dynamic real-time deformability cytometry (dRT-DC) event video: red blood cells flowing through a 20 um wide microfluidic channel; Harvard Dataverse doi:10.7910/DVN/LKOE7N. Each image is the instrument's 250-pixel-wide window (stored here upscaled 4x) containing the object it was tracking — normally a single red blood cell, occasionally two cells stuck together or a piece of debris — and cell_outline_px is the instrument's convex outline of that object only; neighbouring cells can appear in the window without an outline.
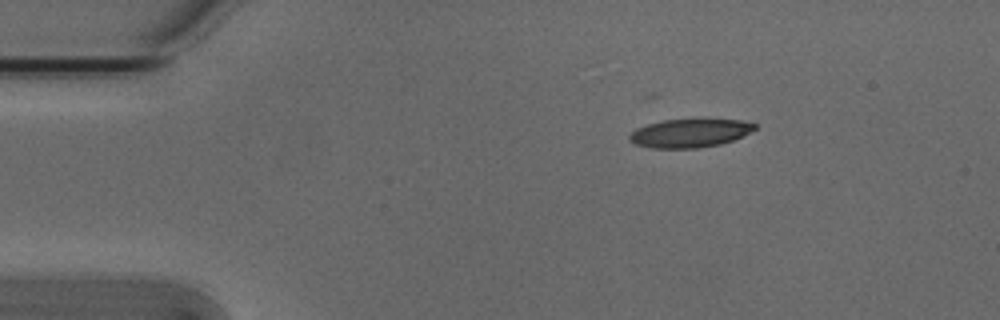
{"species": "Egyptian fruit bat (a non-hibernating species)", "species_latin": "Rousettus aegyptiacus", "temperature_condition": "cold", "stored_images_in_passage": 43, "camera_frame_rate_fps": 3000, "um_per_image_px": 0.085, "animal": {"sex": "male"}, "frame": {"image": 1, "passage_image": 1, "time_ms": 0.0, "image_size_px": [1000, 320], "cell_outline_px": [[756, 128], [732, 140], [720, 144], [696, 148], [652, 148], [636, 144], [628, 136], [636, 128], [648, 124], [664, 120], [740, 120], [756, 124]], "centroid_in_image_um": [58.6, 11.32], "position_along_channel_um": 26.4, "area_um2": 20.23}}
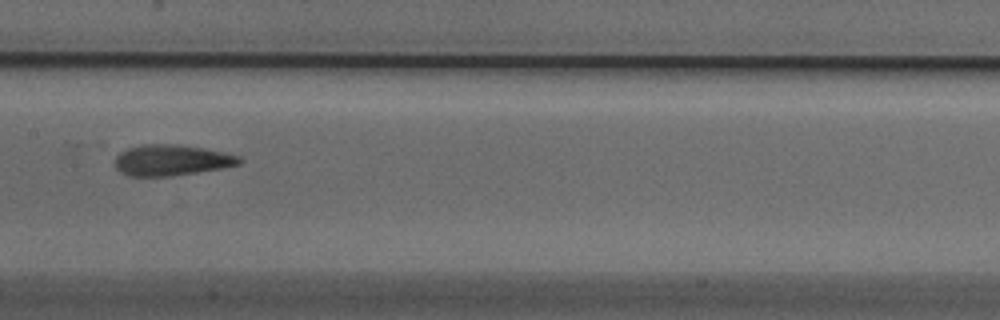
{"frame": {"image": 2, "passage_image": 19, "time_ms": 6.0, "image_size_px": [1000, 320], "cell_outline_px": [[244, 160], [240, 164], [220, 168], [172, 176], [128, 176], [120, 172], [116, 168], [116, 156], [120, 152], [128, 148], [140, 144], [172, 144], [204, 148], [240, 156]], "centroid_in_image_um": [14.56, 13.61], "position_along_channel_um": 192.8, "area_um2": 22.31}}
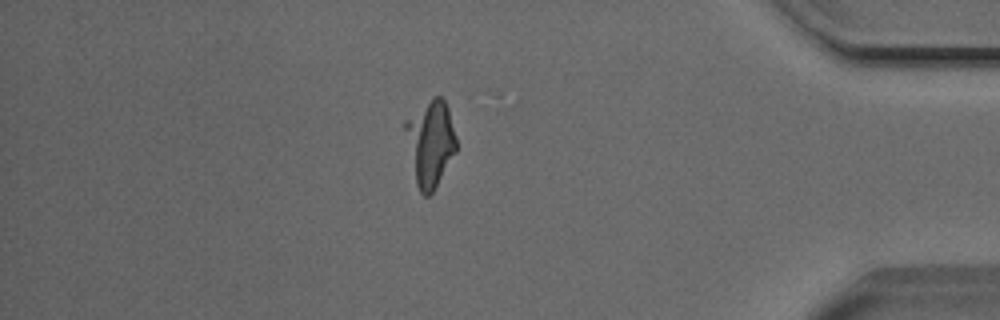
{"frame": {"image": 3, "passage_image": 38, "time_ms": 12.333, "image_size_px": [1000, 320], "cell_outline_px": [[456, 152], [432, 192], [428, 196], [424, 196], [420, 192], [416, 184], [404, 128], [404, 120], [432, 96], [440, 96], [444, 100], [448, 108], [456, 136]], "centroid_in_image_um": [36.57, 12.12], "position_along_channel_um": 398.6, "area_um2": 25.37}}